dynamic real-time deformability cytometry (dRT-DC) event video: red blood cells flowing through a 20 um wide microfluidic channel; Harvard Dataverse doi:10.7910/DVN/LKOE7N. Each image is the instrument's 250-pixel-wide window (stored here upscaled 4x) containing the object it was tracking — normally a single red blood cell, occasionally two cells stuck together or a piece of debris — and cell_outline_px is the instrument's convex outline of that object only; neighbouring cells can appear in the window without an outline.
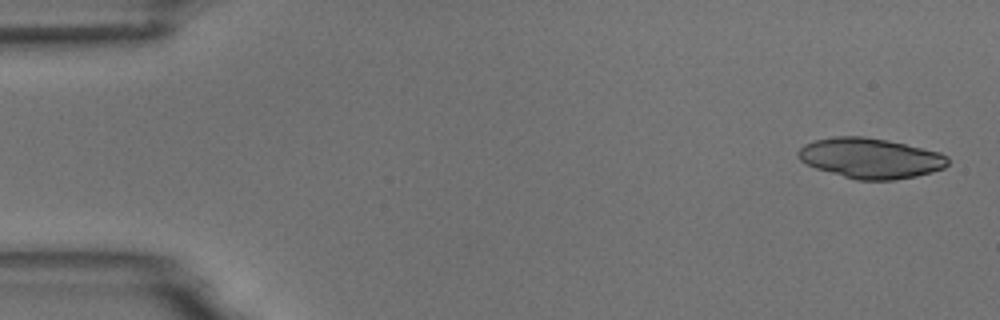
{"species": "common noctule bat (a hibernating species)", "species_latin": "Nyctalus noctula", "temperature_condition": "room temperature", "stored_images_in_passage": 6, "camera_frame_rate_fps": 3000, "um_per_image_px": 0.085, "animal": {"sex": "male", "body_mass_g": 18.8}, "frame": {"image": 1, "passage_image": 1, "time_ms": 0.0, "image_size_px": [1000, 320], "cell_outline_px": [[948, 164], [944, 168], [932, 172], [916, 176], [892, 180], [856, 180], [816, 168], [800, 160], [796, 156], [796, 152], [804, 144], [816, 140], [836, 136], [864, 136], [888, 140], [940, 152], [948, 156]], "centroid_in_image_um": [73.99, 13.44], "position_along_channel_um": 11.0, "area_um2": 35.14}}